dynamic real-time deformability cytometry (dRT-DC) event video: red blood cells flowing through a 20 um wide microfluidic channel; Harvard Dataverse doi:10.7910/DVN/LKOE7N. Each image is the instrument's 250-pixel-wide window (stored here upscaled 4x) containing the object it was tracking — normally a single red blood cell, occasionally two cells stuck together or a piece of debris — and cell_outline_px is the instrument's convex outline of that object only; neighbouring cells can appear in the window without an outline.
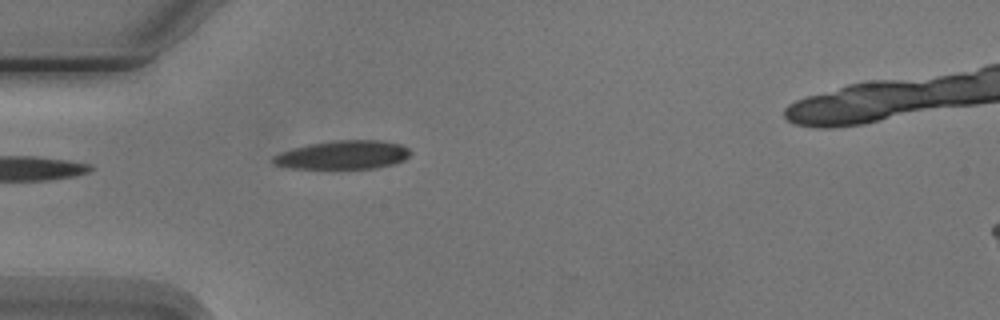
{"species": "Egyptian fruit bat (a non-hibernating species)", "species_latin": "Rousettus aegyptiacus", "temperature_condition": "cold", "stored_images_in_passage": 1, "camera_frame_rate_fps": 3000, "um_per_image_px": 0.085, "animal": {"sex": "male"}, "frame": {"image": 1, "passage_image": 1, "time_ms": 0.0, "image_size_px": [1000, 320], "cell_outline_px": [[412, 152], [404, 160], [396, 164], [376, 168], [292, 168], [276, 164], [272, 160], [272, 156], [280, 152], [292, 148], [308, 144], [332, 140], [380, 140], [400, 144], [408, 148]], "centroid_in_image_um": [29.18, 13.16], "position_along_channel_um": 55.8, "area_um2": 22.95}}